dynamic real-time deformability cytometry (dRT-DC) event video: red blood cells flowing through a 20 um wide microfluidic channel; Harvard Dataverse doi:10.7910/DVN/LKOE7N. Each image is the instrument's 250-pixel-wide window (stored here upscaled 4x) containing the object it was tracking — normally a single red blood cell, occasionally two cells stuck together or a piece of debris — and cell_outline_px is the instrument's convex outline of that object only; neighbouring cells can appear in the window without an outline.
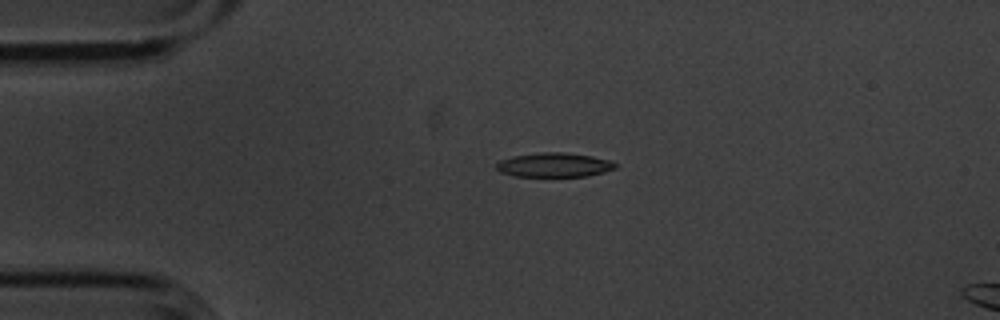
{"species": "common noctule bat (a hibernating species)", "species_latin": "Nyctalus noctula", "temperature_condition": "cold", "stored_images_in_passage": 5, "camera_frame_rate_fps": 3000, "um_per_image_px": 0.085, "animal": {"sex": "male", "body_mass_g": 20.1, "forearm_length_mm": 53.5}, "frame": {"image": 1, "passage_image": 3, "time_ms": 0.667, "image_size_px": [1000, 320], "cell_outline_px": [[616, 168], [604, 172], [588, 176], [516, 176], [500, 172], [496, 168], [496, 164], [500, 160], [512, 156], [540, 152], [564, 152], [592, 156], [612, 160], [616, 164]], "centroid_in_image_um": [47.12, 14.01], "position_along_channel_um": 37.9, "area_um2": 16.88}}